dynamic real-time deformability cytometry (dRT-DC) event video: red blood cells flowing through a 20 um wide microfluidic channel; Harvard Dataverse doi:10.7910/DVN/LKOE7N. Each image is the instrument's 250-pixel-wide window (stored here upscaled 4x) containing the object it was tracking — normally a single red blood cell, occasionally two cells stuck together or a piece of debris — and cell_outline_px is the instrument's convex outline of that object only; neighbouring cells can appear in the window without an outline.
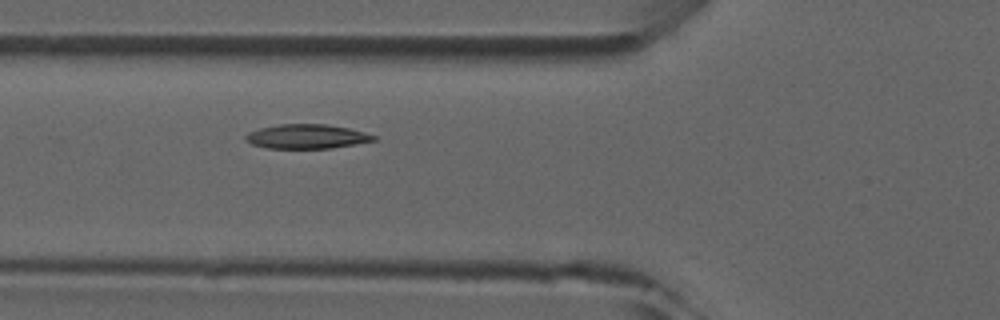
{"species": "common noctule bat (a hibernating species)", "species_latin": "Nyctalus noctula", "temperature_condition": "room temperature", "stored_images_in_passage": 2, "camera_frame_rate_fps": 3000, "um_per_image_px": 0.085, "animal": {"sex": "male", "forearm_length_mm": 52.5}, "frame": {"image": 1, "passage_image": 2, "time_ms": 1.0, "image_size_px": [1000, 320], "cell_outline_px": [[380, 136], [376, 140], [356, 144], [332, 148], [268, 148], [252, 144], [244, 136], [248, 132], [260, 128], [280, 124], [324, 124], [348, 128]], "centroid_in_image_um": [26.12, 11.6], "position_along_channel_um": 99.7, "area_um2": 18.09}}